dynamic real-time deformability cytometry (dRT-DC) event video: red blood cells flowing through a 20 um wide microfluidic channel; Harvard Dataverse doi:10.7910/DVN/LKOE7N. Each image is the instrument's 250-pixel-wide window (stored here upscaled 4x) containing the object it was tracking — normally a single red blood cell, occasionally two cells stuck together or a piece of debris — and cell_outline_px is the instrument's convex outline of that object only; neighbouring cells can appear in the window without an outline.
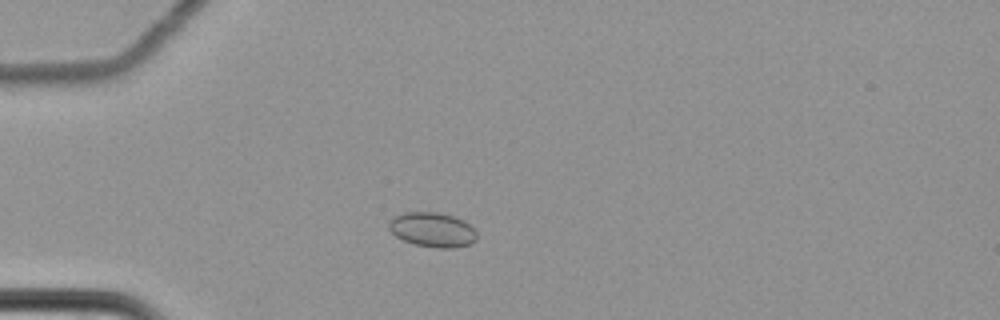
{"species": "common noctule bat (a hibernating species)", "species_latin": "Nyctalus noctula", "temperature_condition": "cold", "stored_images_in_passage": 58, "camera_frame_rate_fps": 3000, "um_per_image_px": 0.085, "animal": {"sex": "female", "body_mass_g": 22.7, "forearm_length_mm": 54.2}, "frame": {"image": 1, "passage_image": 15, "time_ms": 4.667, "image_size_px": [1000, 320], "cell_outline_px": [[476, 240], [468, 244], [452, 248], [436, 248], [416, 244], [404, 240], [396, 236], [388, 228], [388, 224], [396, 216], [404, 212], [440, 212], [464, 220], [476, 232]], "centroid_in_image_um": [36.76, 19.52], "position_along_channel_um": 48.2, "area_um2": 17.51}}
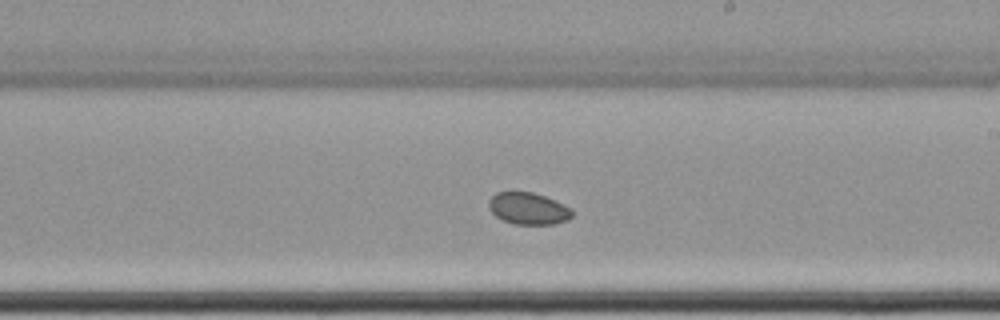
{"frame": {"image": 2, "passage_image": 34, "time_ms": 11.0, "image_size_px": [1000, 320], "cell_outline_px": [[572, 216], [568, 220], [556, 224], [516, 224], [504, 220], [496, 216], [488, 208], [488, 200], [496, 192], [532, 192], [544, 196], [572, 208]], "centroid_in_image_um": [44.9, 17.72], "position_along_channel_um": 244.1, "area_um2": 15.43}}
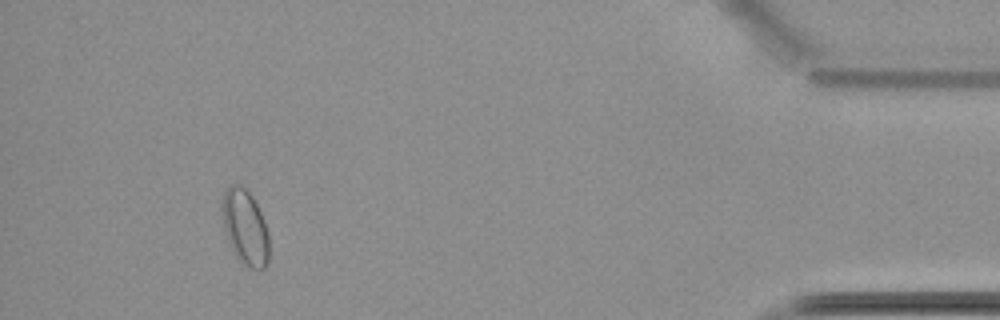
{"frame": {"image": 3, "passage_image": 54, "time_ms": 17.667, "image_size_px": [1000, 320], "cell_outline_px": [[268, 264], [264, 268], [248, 268], [232, 252], [224, 232], [220, 208], [220, 204], [224, 192], [228, 184], [240, 184], [252, 196], [264, 220], [268, 232]], "centroid_in_image_um": [20.79, 19.29], "position_along_channel_um": 414.4, "area_um2": 20.92}}